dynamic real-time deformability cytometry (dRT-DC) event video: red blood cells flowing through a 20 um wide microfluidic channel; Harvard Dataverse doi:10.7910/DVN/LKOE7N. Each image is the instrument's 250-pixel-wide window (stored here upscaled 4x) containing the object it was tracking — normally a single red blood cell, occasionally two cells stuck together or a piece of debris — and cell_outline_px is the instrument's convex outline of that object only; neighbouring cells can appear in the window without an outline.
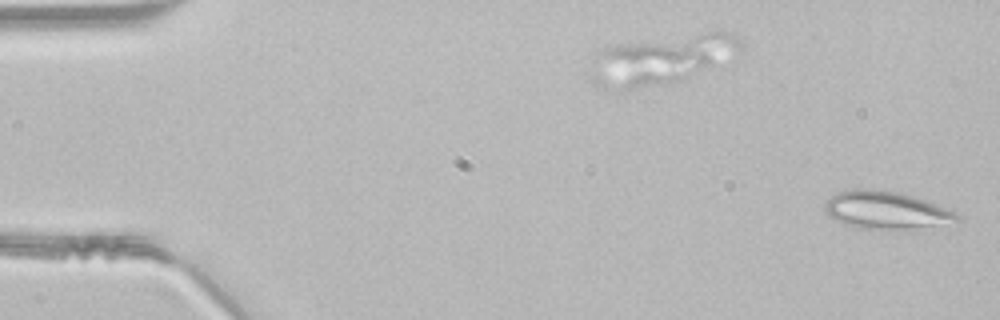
{"species": "common noctule bat (a hibernating species)", "species_latin": "Nyctalus noctula", "temperature_condition": "room temperature", "stored_images_in_passage": 47, "camera_frame_rate_fps": 3000, "um_per_image_px": 0.085, "animal": {"sex": "male", "body_mass_g": 21.5, "forearm_length_mm": 52.0}, "frame": {"image": 1, "passage_image": 1, "time_ms": 0.0, "image_size_px": [1000, 320], "cell_outline_px": [[964, 220], [912, 232], [888, 232], [860, 228], [844, 224], [828, 216], [824, 212], [824, 204], [836, 192], [852, 188], [868, 188], [900, 192], [924, 200], [956, 212]], "centroid_in_image_um": [75.36, 17.93], "position_along_channel_um": 9.6, "area_um2": 30.52}}
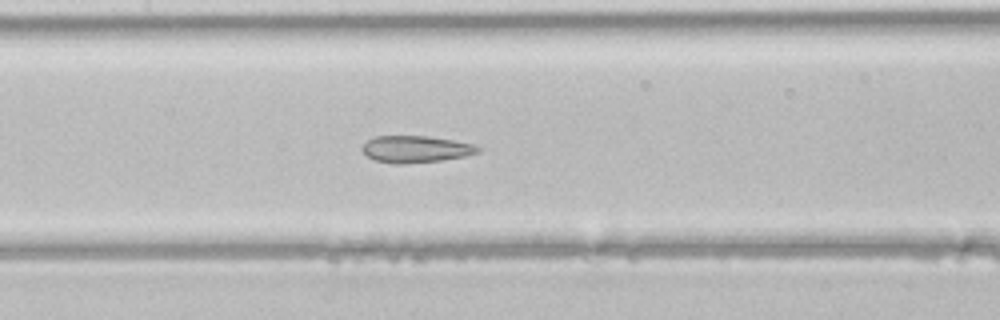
{"frame": {"image": 2, "passage_image": 22, "time_ms": 7.0, "image_size_px": [1000, 320], "cell_outline_px": [[484, 148], [480, 152], [464, 156], [440, 160], [404, 164], [392, 164], [372, 160], [364, 156], [360, 148], [368, 140], [376, 136], [424, 136], [452, 140], [476, 144]], "centroid_in_image_um": [35.31, 12.69], "position_along_channel_um": 172.1, "area_um2": 18.38}}
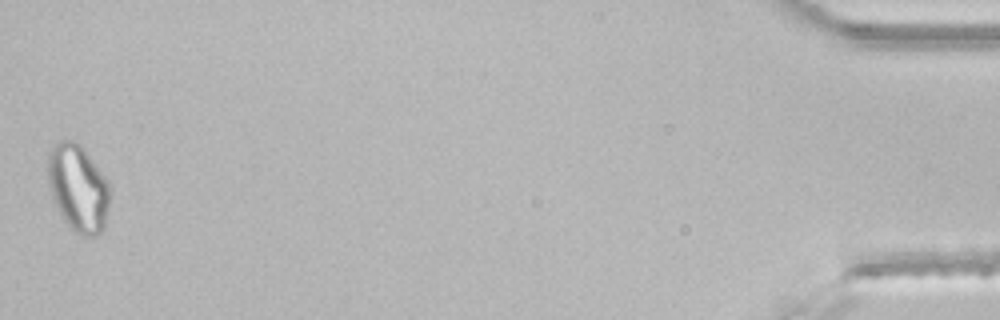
{"frame": {"image": 3, "passage_image": 47, "time_ms": 15.333, "image_size_px": [1000, 320], "cell_outline_px": [[108, 208], [104, 228], [92, 240], [76, 232], [64, 220], [52, 196], [48, 184], [48, 152], [52, 144], [60, 140], [72, 140], [80, 144], [84, 148], [104, 176], [108, 184]], "centroid_in_image_um": [6.62, 15.97], "position_along_channel_um": 428.6, "area_um2": 31.33}}